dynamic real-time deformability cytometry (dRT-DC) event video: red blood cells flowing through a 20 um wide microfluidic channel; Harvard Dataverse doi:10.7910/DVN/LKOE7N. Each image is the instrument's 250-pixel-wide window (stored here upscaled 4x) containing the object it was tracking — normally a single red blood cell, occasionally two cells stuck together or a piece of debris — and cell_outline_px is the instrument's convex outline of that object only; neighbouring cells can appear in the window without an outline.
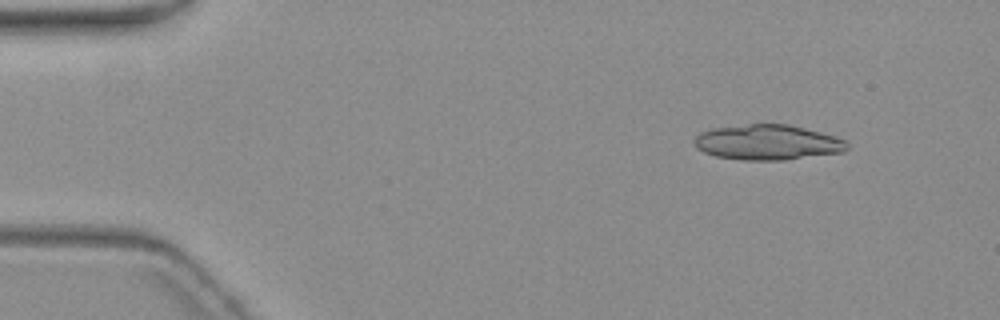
{"species": "common noctule bat (a hibernating species)", "species_latin": "Nyctalus noctula", "temperature_condition": "warm", "stored_images_in_passage": 5, "camera_frame_rate_fps": 3000, "um_per_image_px": 0.085, "animal": {"sex": "female", "body_mass_g": 19.3, "forearm_length_mm": 54.1}, "frame": {"image": 1, "passage_image": 1, "time_ms": 0.0, "image_size_px": [1000, 320], "cell_outline_px": [[848, 148], [844, 152], [784, 160], [740, 160], [716, 156], [704, 152], [696, 148], [696, 136], [700, 132], [712, 128], [748, 124], [788, 124], [836, 136], [844, 140], [848, 144]], "centroid_in_image_um": [65.26, 12.1], "position_along_channel_um": 19.7, "area_um2": 31.33}}